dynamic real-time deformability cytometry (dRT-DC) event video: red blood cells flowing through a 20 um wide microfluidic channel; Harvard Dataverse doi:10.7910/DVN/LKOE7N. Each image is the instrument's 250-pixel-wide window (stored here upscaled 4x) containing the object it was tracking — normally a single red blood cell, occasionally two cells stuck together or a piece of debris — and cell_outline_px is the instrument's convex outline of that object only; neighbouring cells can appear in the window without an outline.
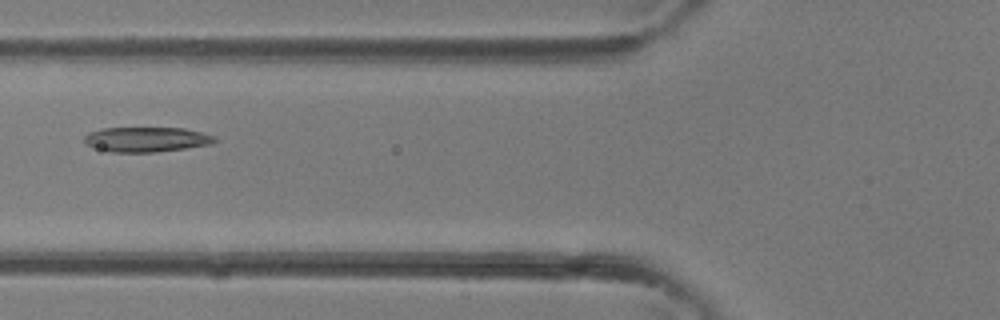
{"species": "common noctule bat (a hibernating species)", "species_latin": "Nyctalus noctula", "temperature_condition": "room temperature", "stored_images_in_passage": 4, "camera_frame_rate_fps": 3000, "um_per_image_px": 0.085, "animal": {"sex": "female"}, "frame": {"image": 1, "passage_image": 4, "time_ms": 1.0, "image_size_px": [1000, 320], "cell_outline_px": [[216, 140], [212, 144], [156, 152], [108, 152], [84, 144], [84, 136], [88, 132], [104, 128], [184, 128], [216, 136]], "centroid_in_image_um": [12.41, 11.85], "position_along_channel_um": 113.4, "area_um2": 18.96}}